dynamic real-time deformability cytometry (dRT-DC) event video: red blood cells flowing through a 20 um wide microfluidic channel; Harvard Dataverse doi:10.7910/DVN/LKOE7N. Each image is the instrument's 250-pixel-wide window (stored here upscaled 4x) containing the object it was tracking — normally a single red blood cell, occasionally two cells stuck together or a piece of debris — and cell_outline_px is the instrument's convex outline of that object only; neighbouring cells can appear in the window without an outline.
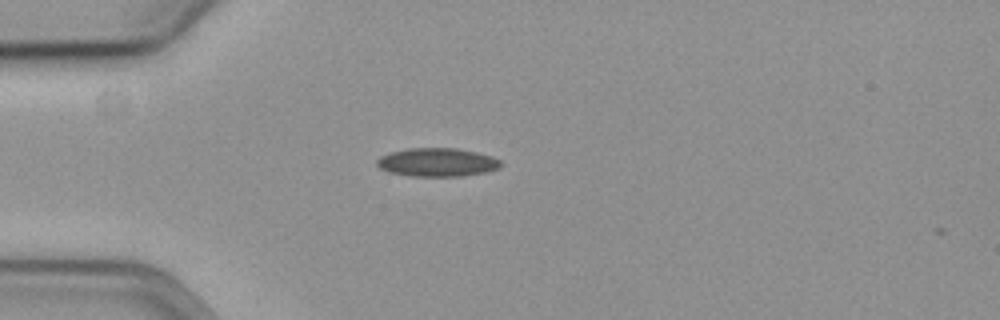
{"species": "common noctule bat (a hibernating species)", "species_latin": "Nyctalus noctula", "temperature_condition": "cold", "stored_images_in_passage": 2, "camera_frame_rate_fps": 3000, "um_per_image_px": 0.085, "animal": {"sex": "female", "body_mass_g": 19.3, "forearm_length_mm": 54.1}, "frame": {"image": 1, "passage_image": 1, "time_ms": 0.0, "image_size_px": [1000, 320], "cell_outline_px": [[504, 164], [500, 168], [484, 172], [460, 176], [412, 176], [388, 172], [380, 168], [376, 164], [376, 160], [380, 156], [392, 152], [408, 148], [456, 148], [476, 152], [492, 156], [500, 160]], "centroid_in_image_um": [37.17, 13.79], "position_along_channel_um": 47.8, "area_um2": 20.58}}